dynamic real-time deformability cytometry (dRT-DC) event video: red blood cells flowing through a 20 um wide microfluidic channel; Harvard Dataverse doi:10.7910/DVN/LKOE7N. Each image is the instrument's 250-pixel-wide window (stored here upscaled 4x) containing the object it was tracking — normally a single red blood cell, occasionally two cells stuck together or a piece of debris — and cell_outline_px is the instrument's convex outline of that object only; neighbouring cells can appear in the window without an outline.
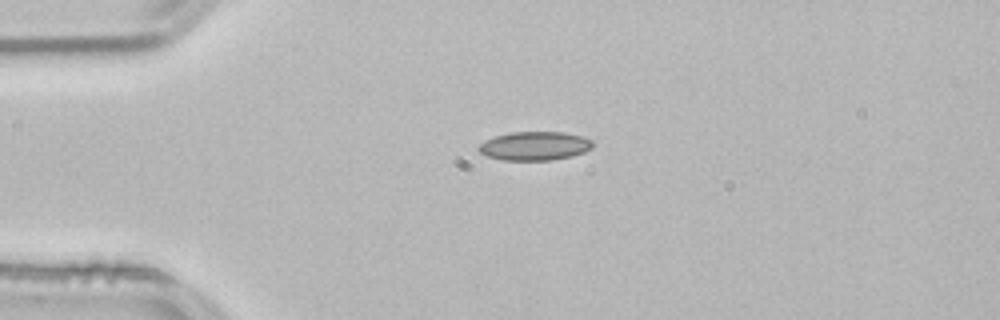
{"species": "common noctule bat (a hibernating species)", "species_latin": "Nyctalus noctula", "temperature_condition": "room temperature", "stored_images_in_passage": 30, "camera_frame_rate_fps": 3000, "um_per_image_px": 0.085, "animal": {"sex": "male", "body_mass_g": 21.5, "forearm_length_mm": 52.0}, "frame": {"image": 1, "passage_image": 1, "time_ms": 0.0, "image_size_px": [1000, 320], "cell_outline_px": [[592, 148], [584, 152], [572, 156], [552, 160], [500, 160], [488, 156], [480, 152], [476, 148], [484, 140], [496, 136], [512, 132], [564, 132], [580, 136], [592, 140]], "centroid_in_image_um": [45.43, 12.41], "position_along_channel_um": 39.6, "area_um2": 19.07}}
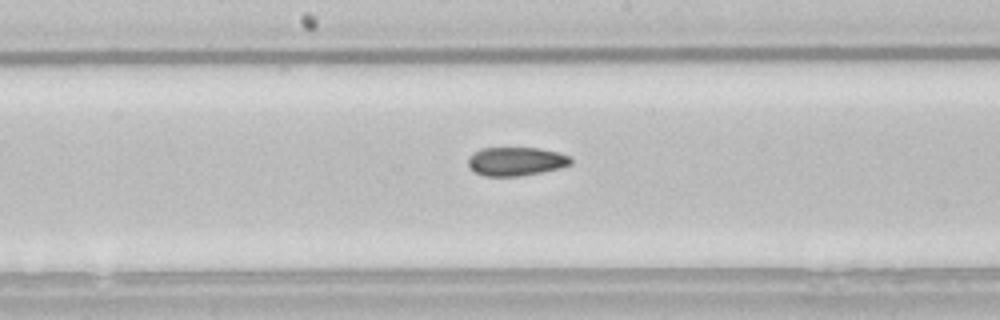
{"frame": {"image": 2, "passage_image": 16, "time_ms": 5.0, "image_size_px": [1000, 320], "cell_outline_px": [[572, 164], [560, 168], [520, 176], [484, 176], [468, 168], [468, 156], [472, 152], [480, 148], [540, 148], [556, 152], [568, 156], [572, 160]], "centroid_in_image_um": [43.81, 13.71], "position_along_channel_um": 204.4, "area_um2": 17.22}}
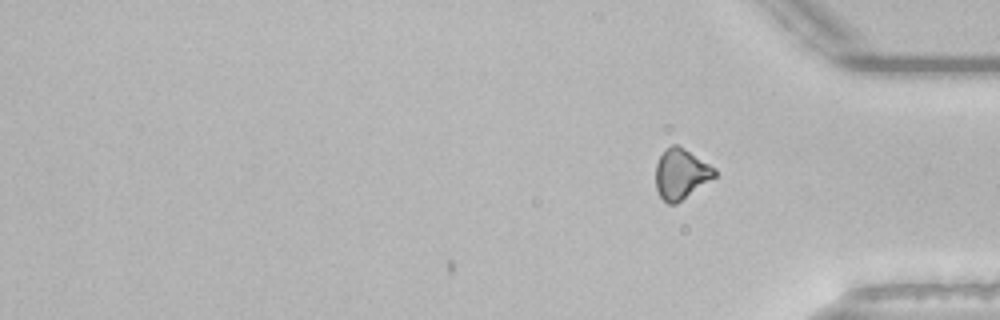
{"frame": {"image": 3, "passage_image": 30, "time_ms": 9.667, "image_size_px": [1000, 320], "cell_outline_px": [[716, 176], [676, 204], [668, 204], [660, 196], [656, 188], [656, 164], [660, 156], [672, 144], [676, 144], [716, 168]], "centroid_in_image_um": [57.88, 14.8], "position_along_channel_um": 377.3, "area_um2": 16.94}, "authors_computed_cell_mechanics": {"area_um2": 17.8602, "velocity_mm_per_s": 3.8484, "shape_relaxation_time_tau1_ms": null, "shape_relaxation_time_tau2_ms": 4.2435, "deformation_change_tau1": null, "deformation_change_tau2": 0.1056}}